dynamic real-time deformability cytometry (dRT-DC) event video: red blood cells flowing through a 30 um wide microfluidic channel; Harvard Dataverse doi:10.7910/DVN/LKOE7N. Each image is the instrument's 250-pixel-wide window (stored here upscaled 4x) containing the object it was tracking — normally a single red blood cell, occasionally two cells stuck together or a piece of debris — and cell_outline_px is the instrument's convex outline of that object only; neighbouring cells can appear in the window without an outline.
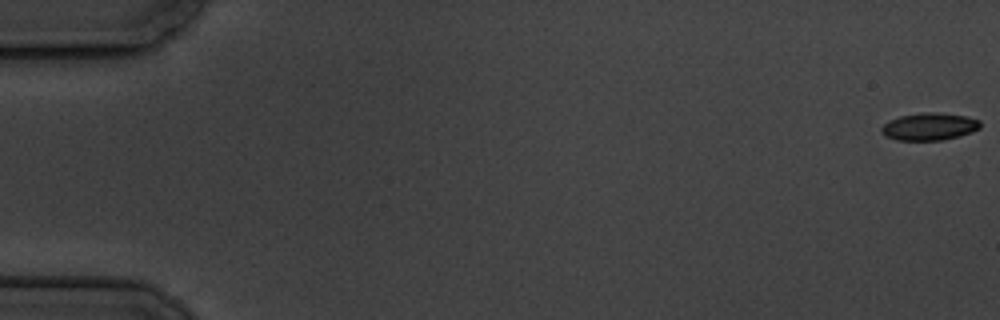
{"species": "common noctule bat (a hibernating species)", "species_latin": "Nyctalus noctula", "temperature_condition": "cold", "stored_images_in_passage": 6, "camera_frame_rate_fps": 3000, "um_per_image_px": 0.085, "animal": {"sex": "male", "body_mass_g": 19.5, "forearm_length_mm": 54.6}, "frame": {"image": 1, "passage_image": 1, "time_ms": 0.0, "image_size_px": [1000, 320], "cell_outline_px": [[980, 128], [972, 132], [960, 136], [940, 140], [896, 140], [884, 136], [880, 132], [880, 128], [888, 120], [900, 116], [920, 112], [936, 112], [964, 116], [980, 120]], "centroid_in_image_um": [78.95, 10.76], "position_along_channel_um": 6.0, "area_um2": 15.9}}
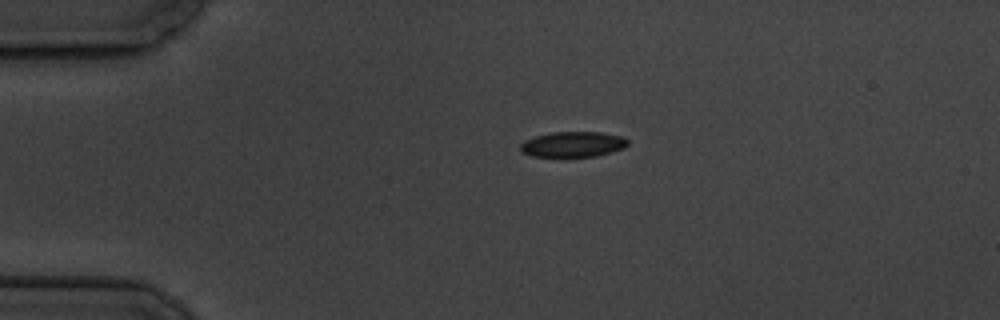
{"frame": {"image": 2, "passage_image": 4, "time_ms": 4.333, "image_size_px": [1000, 320], "cell_outline_px": [[628, 144], [624, 148], [612, 152], [596, 156], [532, 156], [520, 152], [520, 144], [524, 140], [536, 136], [552, 132], [600, 132], [624, 136], [628, 140]], "centroid_in_image_um": [48.71, 12.26], "position_along_channel_um": 36.3, "area_um2": 15.95}}
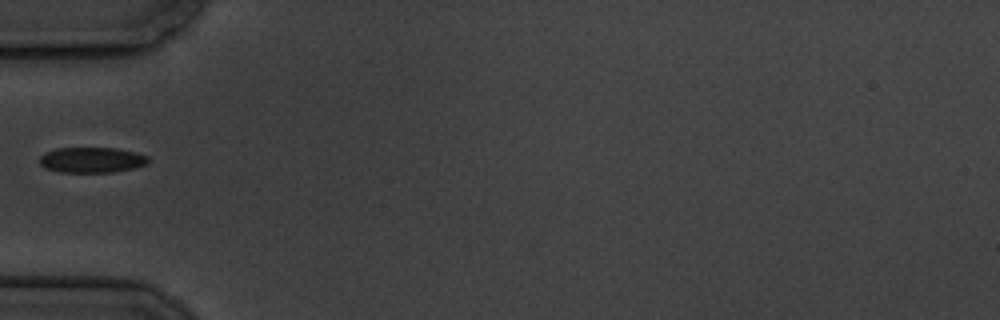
{"frame": {"image": 3, "passage_image": 6, "time_ms": 6.667, "image_size_px": [1000, 320], "cell_outline_px": [[148, 164], [136, 168], [112, 172], [60, 172], [44, 168], [40, 164], [40, 156], [44, 152], [56, 148], [116, 148], [136, 152], [148, 156]], "centroid_in_image_um": [7.8, 13.59], "position_along_channel_um": 77.2, "area_um2": 16.3}}